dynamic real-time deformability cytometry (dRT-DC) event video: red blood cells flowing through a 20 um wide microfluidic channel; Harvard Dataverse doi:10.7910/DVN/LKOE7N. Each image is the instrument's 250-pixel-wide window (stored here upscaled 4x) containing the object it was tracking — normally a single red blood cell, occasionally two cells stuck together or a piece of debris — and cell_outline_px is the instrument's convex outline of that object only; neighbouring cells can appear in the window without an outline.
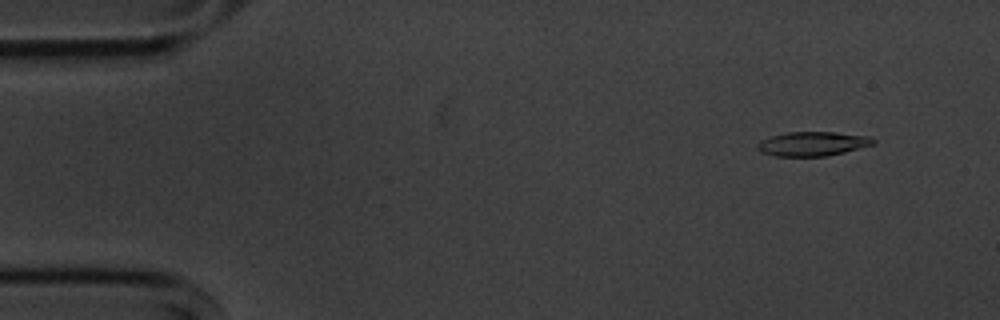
{"species": "common noctule bat (a hibernating species)", "species_latin": "Nyctalus noctula", "temperature_condition": "cold", "stored_images_in_passage": 4, "camera_frame_rate_fps": 3000, "um_per_image_px": 0.085, "animal": {"sex": "male", "body_mass_g": 20.1, "forearm_length_mm": 53.5}, "frame": {"image": 1, "passage_image": 1, "time_ms": 0.0, "image_size_px": [1000, 320], "cell_outline_px": [[876, 140], [872, 144], [844, 152], [828, 156], [772, 156], [756, 148], [756, 144], [760, 140], [772, 136], [788, 132], [836, 132], [872, 136]], "centroid_in_image_um": [69.07, 12.21], "position_along_channel_um": 15.9, "area_um2": 16.36}}
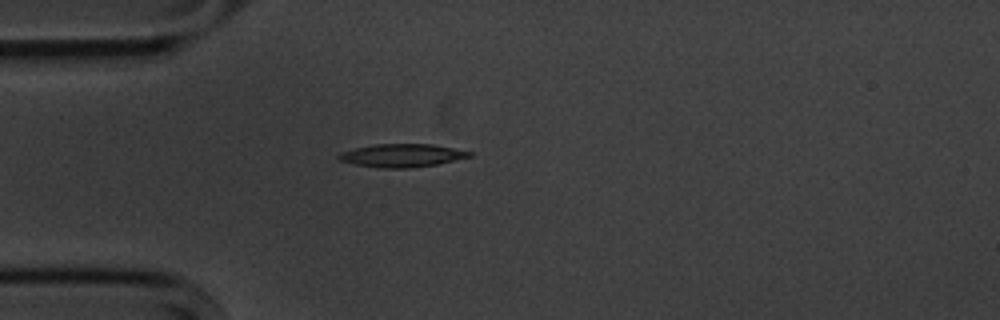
{"frame": {"image": 2, "passage_image": 4, "time_ms": 3.333, "image_size_px": [1000, 320], "cell_outline_px": [[472, 156], [436, 164], [408, 168], [384, 168], [352, 164], [340, 160], [336, 156], [340, 152], [356, 148], [376, 144], [432, 144], [472, 152]], "centroid_in_image_um": [34.13, 13.21], "position_along_channel_um": 50.9, "area_um2": 17.4}}